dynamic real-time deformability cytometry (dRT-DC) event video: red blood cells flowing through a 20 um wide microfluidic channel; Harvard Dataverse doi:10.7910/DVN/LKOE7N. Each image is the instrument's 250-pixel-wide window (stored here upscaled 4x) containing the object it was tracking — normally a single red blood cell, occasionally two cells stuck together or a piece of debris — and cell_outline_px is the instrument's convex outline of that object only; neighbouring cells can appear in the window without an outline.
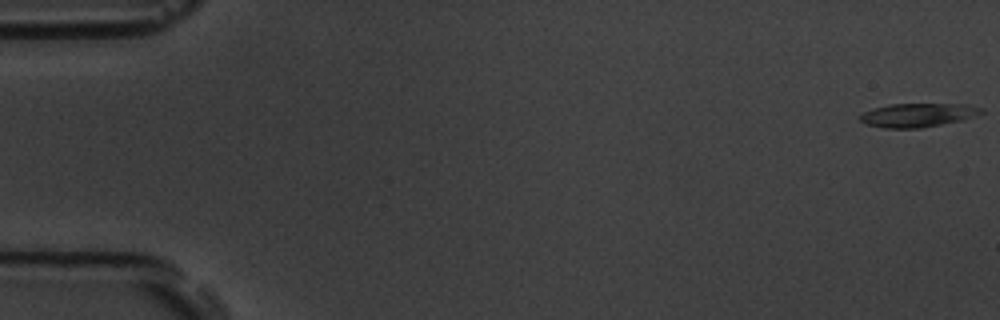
{"species": "common noctule bat (a hibernating species)", "species_latin": "Nyctalus noctula", "temperature_condition": "room temperature", "stored_images_in_passage": 57, "camera_frame_rate_fps": 3000, "um_per_image_px": 0.085, "animal": {"sex": "male", "body_mass_g": 19.5, "forearm_length_mm": 54.6}, "frame": {"image": 1, "passage_image": 1, "time_ms": 0.0, "image_size_px": [1000, 320], "cell_outline_px": [[984, 112], [964, 120], [920, 128], [884, 128], [868, 124], [860, 120], [860, 116], [864, 112], [872, 108], [888, 104], [968, 104], [984, 108]], "centroid_in_image_um": [78.06, 9.77], "position_along_channel_um": 6.9, "area_um2": 16.82}}
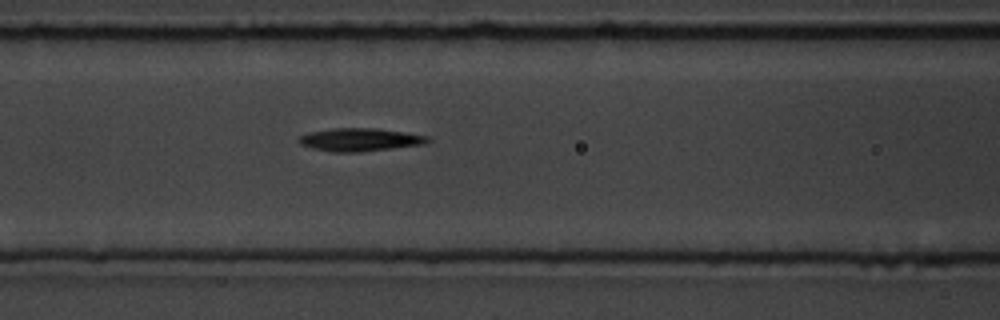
{"frame": {"image": 2, "passage_image": 24, "time_ms": 7.667, "image_size_px": [1000, 320], "cell_outline_px": [[432, 140], [424, 144], [360, 152], [332, 152], [312, 148], [300, 144], [296, 140], [300, 136], [308, 132], [332, 128], [376, 128], [404, 132], [428, 136]], "centroid_in_image_um": [30.57, 11.87], "position_along_channel_um": 136.0, "area_um2": 17.34}}
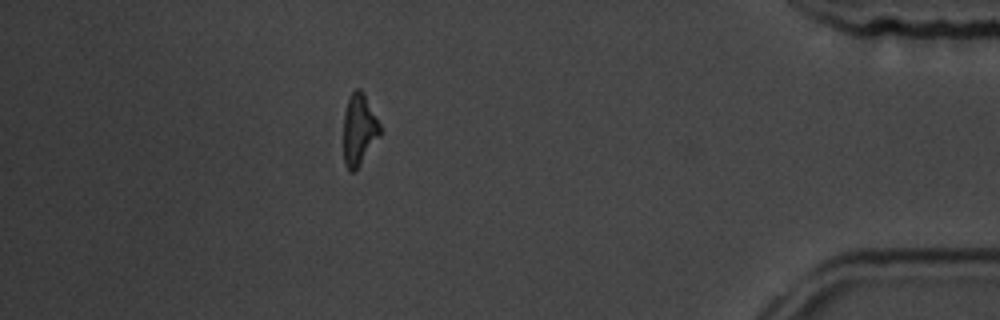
{"frame": {"image": 3, "passage_image": 50, "time_ms": 16.333, "image_size_px": [1000, 320], "cell_outline_px": [[384, 132], [356, 172], [348, 172], [344, 164], [344, 112], [348, 96], [356, 88], [360, 88], [364, 92]], "centroid_in_image_um": [30.55, 11.05], "position_along_channel_um": 404.7, "area_um2": 15.9}, "authors_computed_cell_mechanics": {"area_um2": 16.6464, "velocity_mm_per_s": 3.6433, "shape_relaxation_time_tau1_ms": 2.8524, "shape_relaxation_time_tau2_ms": null, "deformation_change_tau1": 0.1434, "deformation_change_tau2": null}}